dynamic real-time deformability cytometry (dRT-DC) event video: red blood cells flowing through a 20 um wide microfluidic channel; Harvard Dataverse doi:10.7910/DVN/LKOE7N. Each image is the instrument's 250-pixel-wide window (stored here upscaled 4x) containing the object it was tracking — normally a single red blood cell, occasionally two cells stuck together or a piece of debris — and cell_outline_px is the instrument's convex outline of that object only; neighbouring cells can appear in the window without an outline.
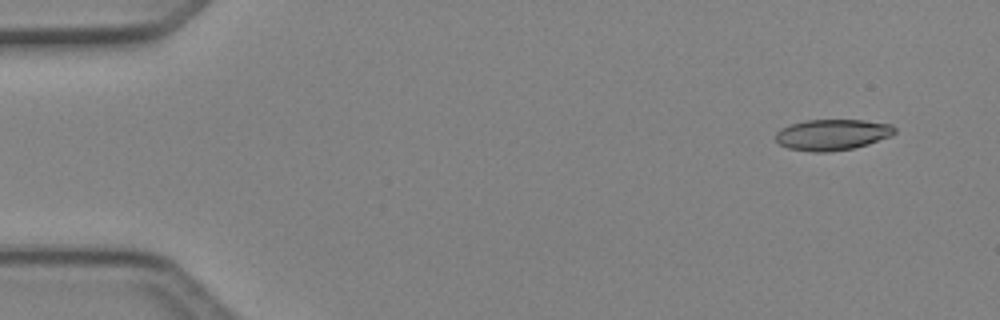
{"species": "Egyptian fruit bat (a non-hibernating species)", "species_latin": "Rousettus aegyptiacus", "temperature_condition": "cold", "stored_images_in_passage": 4, "camera_frame_rate_fps": 3000, "um_per_image_px": 0.085, "animal": {"sex": "female"}, "frame": {"image": 1, "passage_image": 1, "time_ms": 0.0, "image_size_px": [1000, 320], "cell_outline_px": [[896, 132], [892, 136], [856, 148], [828, 152], [812, 152], [788, 148], [780, 144], [772, 136], [780, 128], [804, 120], [864, 120], [892, 124], [896, 128]], "centroid_in_image_um": [70.75, 11.45], "position_along_channel_um": 14.3, "area_um2": 21.79}}
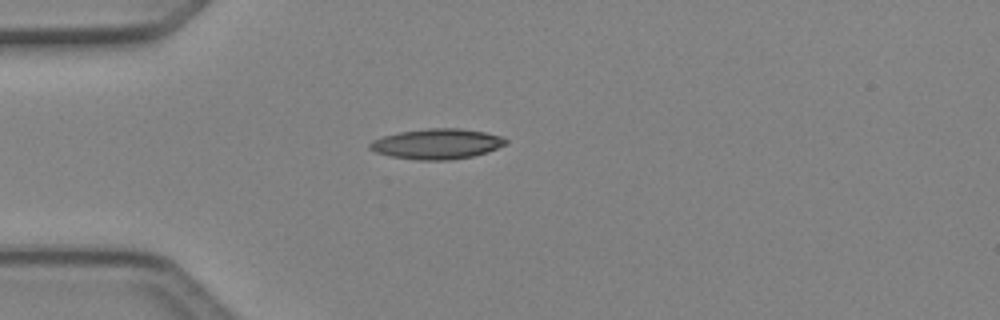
{"frame": {"image": 2, "passage_image": 4, "time_ms": 1.0, "image_size_px": [1000, 320], "cell_outline_px": [[508, 140], [504, 144], [488, 152], [472, 156], [448, 160], [416, 160], [392, 156], [376, 152], [368, 148], [368, 144], [372, 140], [384, 136], [400, 132], [428, 128], [460, 128], [484, 132], [504, 136]], "centroid_in_image_um": [37.14, 12.23], "position_along_channel_um": 47.9, "area_um2": 23.93}}